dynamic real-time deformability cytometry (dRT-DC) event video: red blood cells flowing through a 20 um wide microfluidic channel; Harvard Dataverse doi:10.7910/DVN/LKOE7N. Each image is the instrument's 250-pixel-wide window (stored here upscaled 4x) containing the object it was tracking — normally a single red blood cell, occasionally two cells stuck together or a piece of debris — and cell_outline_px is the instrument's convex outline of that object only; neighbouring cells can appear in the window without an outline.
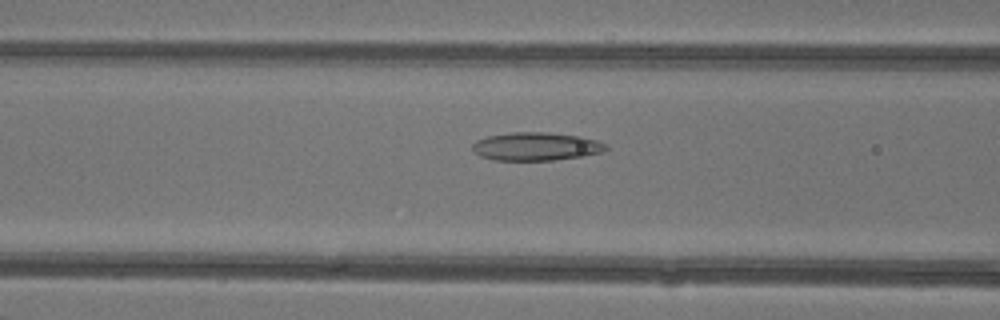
{"species": "common noctule bat (a hibernating species)", "species_latin": "Nyctalus noctula", "temperature_condition": "warm", "stored_images_in_passage": 48, "camera_frame_rate_fps": 3000, "um_per_image_px": 0.085, "animal": {"sex": "female"}, "frame": {"image": 1, "passage_image": 20, "time_ms": 6.333, "image_size_px": [1000, 320], "cell_outline_px": [[608, 148], [604, 152], [584, 156], [552, 160], [492, 160], [480, 156], [472, 152], [472, 144], [476, 140], [488, 136], [512, 132], [548, 132], [580, 136], [596, 140], [608, 144]], "centroid_in_image_um": [45.57, 12.45], "position_along_channel_um": 121.0, "area_um2": 22.2}}
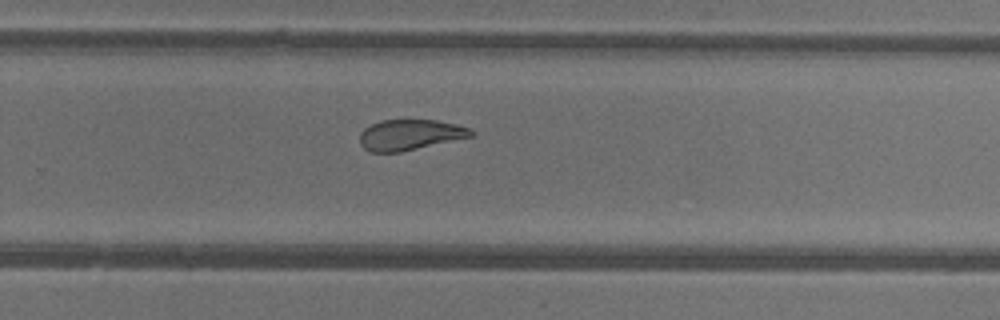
{"frame": {"image": 2, "passage_image": 32, "time_ms": 10.333, "image_size_px": [1000, 320], "cell_outline_px": [[476, 132], [472, 136], [400, 152], [372, 152], [364, 148], [360, 144], [360, 132], [364, 128], [380, 120], [436, 120], [456, 124], [468, 128]], "centroid_in_image_um": [34.83, 11.45], "position_along_channel_um": 295.0, "area_um2": 19.71}}
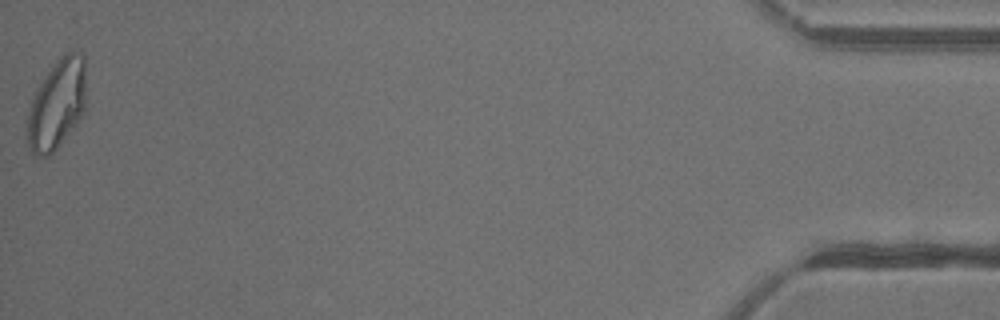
{"frame": {"image": 3, "passage_image": 48, "time_ms": 15.667, "image_size_px": [1000, 320], "cell_outline_px": [[84, 112], [56, 148], [48, 156], [36, 156], [32, 152], [24, 136], [28, 112], [32, 100], [40, 84], [48, 72], [60, 56], [64, 52], [76, 52], [84, 56]], "centroid_in_image_um": [4.79, 8.89], "position_along_channel_um": 430.4, "area_um2": 30.17}, "authors_computed_cell_mechanics": {"area_um2": 24.1893, "velocity_mm_per_s": 4.3502, "shape_relaxation_time_tau1_ms": null, "shape_relaxation_time_tau2_ms": 1.9464, "deformation_change_tau1": null, "deformation_change_tau2": 0.0794}}